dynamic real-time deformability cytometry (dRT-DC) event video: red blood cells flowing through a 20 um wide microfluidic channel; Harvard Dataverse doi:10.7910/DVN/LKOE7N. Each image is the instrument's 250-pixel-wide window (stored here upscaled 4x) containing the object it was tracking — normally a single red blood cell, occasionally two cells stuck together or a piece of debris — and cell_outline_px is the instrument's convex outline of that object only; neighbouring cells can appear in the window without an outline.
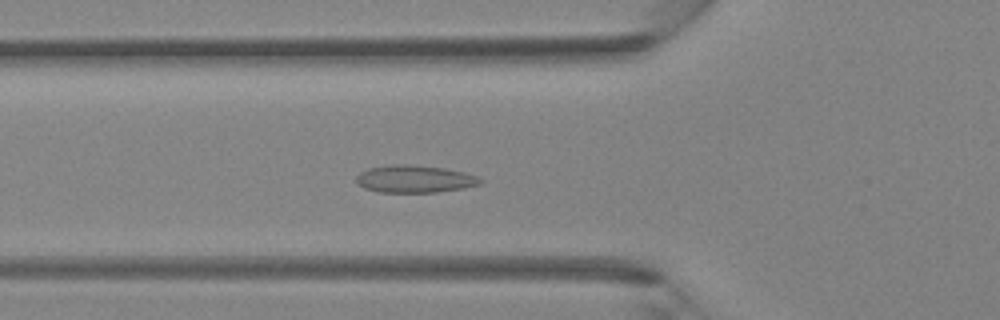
{"species": "Egyptian fruit bat (a non-hibernating species)", "species_latin": "Rousettus aegyptiacus", "temperature_condition": "room temperature", "stored_images_in_passage": 43, "camera_frame_rate_fps": 3000, "um_per_image_px": 0.085, "animal": {"sex": "female"}, "frame": {"image": 1, "passage_image": 15, "time_ms": 4.667, "image_size_px": [1000, 320], "cell_outline_px": [[484, 180], [480, 184], [464, 188], [436, 192], [380, 192], [364, 188], [356, 184], [356, 176], [360, 172], [368, 168], [388, 164], [408, 164], [444, 168], [464, 172], [476, 176]], "centroid_in_image_um": [35.21, 15.2], "position_along_channel_um": 90.6, "area_um2": 19.94}}
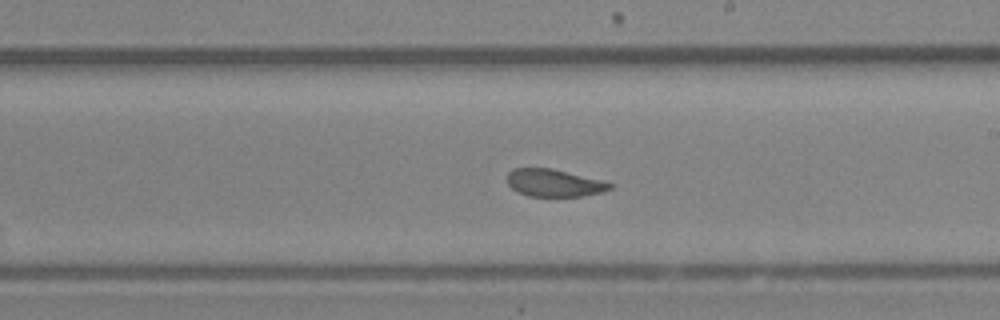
{"frame": {"image": 2, "passage_image": 25, "time_ms": 8.0, "image_size_px": [1000, 320], "cell_outline_px": [[616, 184], [612, 188], [604, 192], [580, 196], [528, 196], [512, 188], [508, 184], [508, 172], [512, 168], [552, 168]], "centroid_in_image_um": [47.12, 15.54], "position_along_channel_um": 241.9, "area_um2": 16.36}}
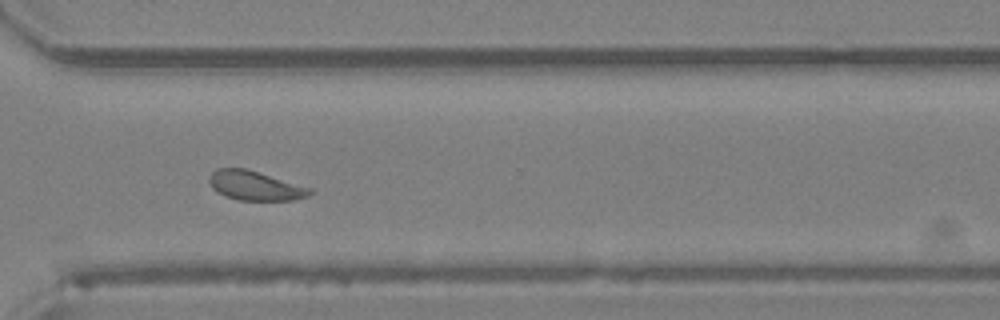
{"frame": {"image": 3, "passage_image": 32, "time_ms": 10.333, "image_size_px": [1000, 320], "cell_outline_px": [[316, 192], [308, 196], [292, 200], [240, 200], [224, 196], [216, 192], [212, 188], [208, 180], [208, 176], [216, 168], [244, 168], [312, 188]], "centroid_in_image_um": [21.67, 15.79], "position_along_channel_um": 348.9, "area_um2": 17.28}}